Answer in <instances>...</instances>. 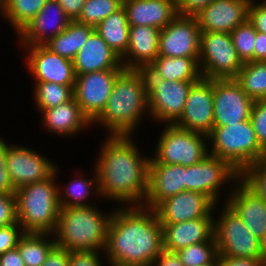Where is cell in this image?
I'll return each instance as SVG.
<instances>
[{
    "instance_id": "obj_25",
    "label": "cell",
    "mask_w": 266,
    "mask_h": 266,
    "mask_svg": "<svg viewBox=\"0 0 266 266\" xmlns=\"http://www.w3.org/2000/svg\"><path fill=\"white\" fill-rule=\"evenodd\" d=\"M161 225L164 250L168 252H177L191 244L206 242L215 238L214 217Z\"/></svg>"
},
{
    "instance_id": "obj_42",
    "label": "cell",
    "mask_w": 266,
    "mask_h": 266,
    "mask_svg": "<svg viewBox=\"0 0 266 266\" xmlns=\"http://www.w3.org/2000/svg\"><path fill=\"white\" fill-rule=\"evenodd\" d=\"M23 234V229L18 222L0 227V255L16 248Z\"/></svg>"
},
{
    "instance_id": "obj_50",
    "label": "cell",
    "mask_w": 266,
    "mask_h": 266,
    "mask_svg": "<svg viewBox=\"0 0 266 266\" xmlns=\"http://www.w3.org/2000/svg\"><path fill=\"white\" fill-rule=\"evenodd\" d=\"M150 266H184L175 252L163 250Z\"/></svg>"
},
{
    "instance_id": "obj_30",
    "label": "cell",
    "mask_w": 266,
    "mask_h": 266,
    "mask_svg": "<svg viewBox=\"0 0 266 266\" xmlns=\"http://www.w3.org/2000/svg\"><path fill=\"white\" fill-rule=\"evenodd\" d=\"M95 27L71 21L68 27L44 44L51 52L73 60Z\"/></svg>"
},
{
    "instance_id": "obj_11",
    "label": "cell",
    "mask_w": 266,
    "mask_h": 266,
    "mask_svg": "<svg viewBox=\"0 0 266 266\" xmlns=\"http://www.w3.org/2000/svg\"><path fill=\"white\" fill-rule=\"evenodd\" d=\"M240 179V173L228 162L211 154L197 164L186 167L185 191L205 194L215 204H222L220 196L225 194V184L233 186Z\"/></svg>"
},
{
    "instance_id": "obj_12",
    "label": "cell",
    "mask_w": 266,
    "mask_h": 266,
    "mask_svg": "<svg viewBox=\"0 0 266 266\" xmlns=\"http://www.w3.org/2000/svg\"><path fill=\"white\" fill-rule=\"evenodd\" d=\"M124 69H107L76 75L74 98L93 123L105 109L117 76Z\"/></svg>"
},
{
    "instance_id": "obj_38",
    "label": "cell",
    "mask_w": 266,
    "mask_h": 266,
    "mask_svg": "<svg viewBox=\"0 0 266 266\" xmlns=\"http://www.w3.org/2000/svg\"><path fill=\"white\" fill-rule=\"evenodd\" d=\"M256 32L253 25L247 19L230 33L238 57L243 63L253 61Z\"/></svg>"
},
{
    "instance_id": "obj_47",
    "label": "cell",
    "mask_w": 266,
    "mask_h": 266,
    "mask_svg": "<svg viewBox=\"0 0 266 266\" xmlns=\"http://www.w3.org/2000/svg\"><path fill=\"white\" fill-rule=\"evenodd\" d=\"M216 266H265L261 258L218 256Z\"/></svg>"
},
{
    "instance_id": "obj_1",
    "label": "cell",
    "mask_w": 266,
    "mask_h": 266,
    "mask_svg": "<svg viewBox=\"0 0 266 266\" xmlns=\"http://www.w3.org/2000/svg\"><path fill=\"white\" fill-rule=\"evenodd\" d=\"M133 137L106 136L93 165L101 199L116 201V206H144L148 192L150 155L142 154Z\"/></svg>"
},
{
    "instance_id": "obj_4",
    "label": "cell",
    "mask_w": 266,
    "mask_h": 266,
    "mask_svg": "<svg viewBox=\"0 0 266 266\" xmlns=\"http://www.w3.org/2000/svg\"><path fill=\"white\" fill-rule=\"evenodd\" d=\"M97 205L61 207L54 233L56 246L73 250L104 251L113 211Z\"/></svg>"
},
{
    "instance_id": "obj_45",
    "label": "cell",
    "mask_w": 266,
    "mask_h": 266,
    "mask_svg": "<svg viewBox=\"0 0 266 266\" xmlns=\"http://www.w3.org/2000/svg\"><path fill=\"white\" fill-rule=\"evenodd\" d=\"M257 2V3H256ZM251 0L248 6V21L256 31L266 33V5L261 1Z\"/></svg>"
},
{
    "instance_id": "obj_27",
    "label": "cell",
    "mask_w": 266,
    "mask_h": 266,
    "mask_svg": "<svg viewBox=\"0 0 266 266\" xmlns=\"http://www.w3.org/2000/svg\"><path fill=\"white\" fill-rule=\"evenodd\" d=\"M122 6L130 26L161 30L178 15L175 0H127Z\"/></svg>"
},
{
    "instance_id": "obj_15",
    "label": "cell",
    "mask_w": 266,
    "mask_h": 266,
    "mask_svg": "<svg viewBox=\"0 0 266 266\" xmlns=\"http://www.w3.org/2000/svg\"><path fill=\"white\" fill-rule=\"evenodd\" d=\"M26 55V69L34 82H52L75 85L73 60L51 52L44 45L20 46Z\"/></svg>"
},
{
    "instance_id": "obj_51",
    "label": "cell",
    "mask_w": 266,
    "mask_h": 266,
    "mask_svg": "<svg viewBox=\"0 0 266 266\" xmlns=\"http://www.w3.org/2000/svg\"><path fill=\"white\" fill-rule=\"evenodd\" d=\"M253 49V61H266V33L257 31Z\"/></svg>"
},
{
    "instance_id": "obj_33",
    "label": "cell",
    "mask_w": 266,
    "mask_h": 266,
    "mask_svg": "<svg viewBox=\"0 0 266 266\" xmlns=\"http://www.w3.org/2000/svg\"><path fill=\"white\" fill-rule=\"evenodd\" d=\"M47 1L2 0L1 17L7 20L13 31H15V35H18L37 15Z\"/></svg>"
},
{
    "instance_id": "obj_2",
    "label": "cell",
    "mask_w": 266,
    "mask_h": 266,
    "mask_svg": "<svg viewBox=\"0 0 266 266\" xmlns=\"http://www.w3.org/2000/svg\"><path fill=\"white\" fill-rule=\"evenodd\" d=\"M104 249L109 266H150L164 250L162 225L154 209L117 206Z\"/></svg>"
},
{
    "instance_id": "obj_54",
    "label": "cell",
    "mask_w": 266,
    "mask_h": 266,
    "mask_svg": "<svg viewBox=\"0 0 266 266\" xmlns=\"http://www.w3.org/2000/svg\"><path fill=\"white\" fill-rule=\"evenodd\" d=\"M1 7H2V0H0V13H1ZM1 16V14H0Z\"/></svg>"
},
{
    "instance_id": "obj_44",
    "label": "cell",
    "mask_w": 266,
    "mask_h": 266,
    "mask_svg": "<svg viewBox=\"0 0 266 266\" xmlns=\"http://www.w3.org/2000/svg\"><path fill=\"white\" fill-rule=\"evenodd\" d=\"M8 145V142L0 135V194H15L16 192L6 169V148Z\"/></svg>"
},
{
    "instance_id": "obj_10",
    "label": "cell",
    "mask_w": 266,
    "mask_h": 266,
    "mask_svg": "<svg viewBox=\"0 0 266 266\" xmlns=\"http://www.w3.org/2000/svg\"><path fill=\"white\" fill-rule=\"evenodd\" d=\"M214 216V237L219 256L260 258V242L242 219L226 204Z\"/></svg>"
},
{
    "instance_id": "obj_28",
    "label": "cell",
    "mask_w": 266,
    "mask_h": 266,
    "mask_svg": "<svg viewBox=\"0 0 266 266\" xmlns=\"http://www.w3.org/2000/svg\"><path fill=\"white\" fill-rule=\"evenodd\" d=\"M199 57L157 56L146 68L155 78L167 81H199L202 78Z\"/></svg>"
},
{
    "instance_id": "obj_23",
    "label": "cell",
    "mask_w": 266,
    "mask_h": 266,
    "mask_svg": "<svg viewBox=\"0 0 266 266\" xmlns=\"http://www.w3.org/2000/svg\"><path fill=\"white\" fill-rule=\"evenodd\" d=\"M39 113L40 122H43L41 127L58 137H75L92 127V123L83 114L75 98L56 107L43 109Z\"/></svg>"
},
{
    "instance_id": "obj_31",
    "label": "cell",
    "mask_w": 266,
    "mask_h": 266,
    "mask_svg": "<svg viewBox=\"0 0 266 266\" xmlns=\"http://www.w3.org/2000/svg\"><path fill=\"white\" fill-rule=\"evenodd\" d=\"M129 29L130 25L123 6L95 27V31L120 58L127 51Z\"/></svg>"
},
{
    "instance_id": "obj_19",
    "label": "cell",
    "mask_w": 266,
    "mask_h": 266,
    "mask_svg": "<svg viewBox=\"0 0 266 266\" xmlns=\"http://www.w3.org/2000/svg\"><path fill=\"white\" fill-rule=\"evenodd\" d=\"M71 21L56 0H48L17 35V42L20 46L44 45L63 32Z\"/></svg>"
},
{
    "instance_id": "obj_7",
    "label": "cell",
    "mask_w": 266,
    "mask_h": 266,
    "mask_svg": "<svg viewBox=\"0 0 266 266\" xmlns=\"http://www.w3.org/2000/svg\"><path fill=\"white\" fill-rule=\"evenodd\" d=\"M161 133L152 158L160 164H180L185 167L202 161L209 155L208 136L174 124H161Z\"/></svg>"
},
{
    "instance_id": "obj_53",
    "label": "cell",
    "mask_w": 266,
    "mask_h": 266,
    "mask_svg": "<svg viewBox=\"0 0 266 266\" xmlns=\"http://www.w3.org/2000/svg\"><path fill=\"white\" fill-rule=\"evenodd\" d=\"M260 242V258L266 266V233L259 239Z\"/></svg>"
},
{
    "instance_id": "obj_14",
    "label": "cell",
    "mask_w": 266,
    "mask_h": 266,
    "mask_svg": "<svg viewBox=\"0 0 266 266\" xmlns=\"http://www.w3.org/2000/svg\"><path fill=\"white\" fill-rule=\"evenodd\" d=\"M213 100V126H227L250 120L254 100L234 78L214 79Z\"/></svg>"
},
{
    "instance_id": "obj_26",
    "label": "cell",
    "mask_w": 266,
    "mask_h": 266,
    "mask_svg": "<svg viewBox=\"0 0 266 266\" xmlns=\"http://www.w3.org/2000/svg\"><path fill=\"white\" fill-rule=\"evenodd\" d=\"M76 75L107 69H125L119 55L94 30L73 59Z\"/></svg>"
},
{
    "instance_id": "obj_6",
    "label": "cell",
    "mask_w": 266,
    "mask_h": 266,
    "mask_svg": "<svg viewBox=\"0 0 266 266\" xmlns=\"http://www.w3.org/2000/svg\"><path fill=\"white\" fill-rule=\"evenodd\" d=\"M207 136L209 154L225 160L239 173L266 155L257 141L250 120L213 126Z\"/></svg>"
},
{
    "instance_id": "obj_55",
    "label": "cell",
    "mask_w": 266,
    "mask_h": 266,
    "mask_svg": "<svg viewBox=\"0 0 266 266\" xmlns=\"http://www.w3.org/2000/svg\"><path fill=\"white\" fill-rule=\"evenodd\" d=\"M121 3H124V2H126L127 0H119Z\"/></svg>"
},
{
    "instance_id": "obj_41",
    "label": "cell",
    "mask_w": 266,
    "mask_h": 266,
    "mask_svg": "<svg viewBox=\"0 0 266 266\" xmlns=\"http://www.w3.org/2000/svg\"><path fill=\"white\" fill-rule=\"evenodd\" d=\"M103 257V251L73 250L70 251L69 266H104L106 259Z\"/></svg>"
},
{
    "instance_id": "obj_16",
    "label": "cell",
    "mask_w": 266,
    "mask_h": 266,
    "mask_svg": "<svg viewBox=\"0 0 266 266\" xmlns=\"http://www.w3.org/2000/svg\"><path fill=\"white\" fill-rule=\"evenodd\" d=\"M200 35L195 16L177 15L160 30L158 56L199 57Z\"/></svg>"
},
{
    "instance_id": "obj_3",
    "label": "cell",
    "mask_w": 266,
    "mask_h": 266,
    "mask_svg": "<svg viewBox=\"0 0 266 266\" xmlns=\"http://www.w3.org/2000/svg\"><path fill=\"white\" fill-rule=\"evenodd\" d=\"M147 94L145 71L124 69L113 84L105 109L92 126H102L108 132L106 136L136 137L143 118L150 119Z\"/></svg>"
},
{
    "instance_id": "obj_21",
    "label": "cell",
    "mask_w": 266,
    "mask_h": 266,
    "mask_svg": "<svg viewBox=\"0 0 266 266\" xmlns=\"http://www.w3.org/2000/svg\"><path fill=\"white\" fill-rule=\"evenodd\" d=\"M150 155L148 192L144 207L154 209L160 202L185 191L186 167L180 164H160Z\"/></svg>"
},
{
    "instance_id": "obj_34",
    "label": "cell",
    "mask_w": 266,
    "mask_h": 266,
    "mask_svg": "<svg viewBox=\"0 0 266 266\" xmlns=\"http://www.w3.org/2000/svg\"><path fill=\"white\" fill-rule=\"evenodd\" d=\"M234 79L251 99H266V61L243 63V67Z\"/></svg>"
},
{
    "instance_id": "obj_49",
    "label": "cell",
    "mask_w": 266,
    "mask_h": 266,
    "mask_svg": "<svg viewBox=\"0 0 266 266\" xmlns=\"http://www.w3.org/2000/svg\"><path fill=\"white\" fill-rule=\"evenodd\" d=\"M63 8L66 15L76 21L81 13L85 0H56Z\"/></svg>"
},
{
    "instance_id": "obj_20",
    "label": "cell",
    "mask_w": 266,
    "mask_h": 266,
    "mask_svg": "<svg viewBox=\"0 0 266 266\" xmlns=\"http://www.w3.org/2000/svg\"><path fill=\"white\" fill-rule=\"evenodd\" d=\"M251 0H213L195 15L201 32L231 33L248 19Z\"/></svg>"
},
{
    "instance_id": "obj_40",
    "label": "cell",
    "mask_w": 266,
    "mask_h": 266,
    "mask_svg": "<svg viewBox=\"0 0 266 266\" xmlns=\"http://www.w3.org/2000/svg\"><path fill=\"white\" fill-rule=\"evenodd\" d=\"M250 122L260 147L266 152V99L254 100Z\"/></svg>"
},
{
    "instance_id": "obj_5",
    "label": "cell",
    "mask_w": 266,
    "mask_h": 266,
    "mask_svg": "<svg viewBox=\"0 0 266 266\" xmlns=\"http://www.w3.org/2000/svg\"><path fill=\"white\" fill-rule=\"evenodd\" d=\"M58 168L49 178L16 189L17 221L24 233H55L61 209Z\"/></svg>"
},
{
    "instance_id": "obj_13",
    "label": "cell",
    "mask_w": 266,
    "mask_h": 266,
    "mask_svg": "<svg viewBox=\"0 0 266 266\" xmlns=\"http://www.w3.org/2000/svg\"><path fill=\"white\" fill-rule=\"evenodd\" d=\"M35 149L13 143L6 148V169L16 189L43 181L55 171L57 163Z\"/></svg>"
},
{
    "instance_id": "obj_9",
    "label": "cell",
    "mask_w": 266,
    "mask_h": 266,
    "mask_svg": "<svg viewBox=\"0 0 266 266\" xmlns=\"http://www.w3.org/2000/svg\"><path fill=\"white\" fill-rule=\"evenodd\" d=\"M147 79L148 110L155 124H174L182 115L191 87L197 81L155 78L144 69Z\"/></svg>"
},
{
    "instance_id": "obj_17",
    "label": "cell",
    "mask_w": 266,
    "mask_h": 266,
    "mask_svg": "<svg viewBox=\"0 0 266 266\" xmlns=\"http://www.w3.org/2000/svg\"><path fill=\"white\" fill-rule=\"evenodd\" d=\"M215 204L203 193L194 191H182L160 202L154 211L161 224L181 223L204 217L218 215ZM217 212V213H215Z\"/></svg>"
},
{
    "instance_id": "obj_35",
    "label": "cell",
    "mask_w": 266,
    "mask_h": 266,
    "mask_svg": "<svg viewBox=\"0 0 266 266\" xmlns=\"http://www.w3.org/2000/svg\"><path fill=\"white\" fill-rule=\"evenodd\" d=\"M74 86L52 82L33 83L32 98L36 104V109L40 112L43 109L56 107L72 100L74 98Z\"/></svg>"
},
{
    "instance_id": "obj_18",
    "label": "cell",
    "mask_w": 266,
    "mask_h": 266,
    "mask_svg": "<svg viewBox=\"0 0 266 266\" xmlns=\"http://www.w3.org/2000/svg\"><path fill=\"white\" fill-rule=\"evenodd\" d=\"M214 79L201 78L192 87L175 126L208 135L214 123Z\"/></svg>"
},
{
    "instance_id": "obj_22",
    "label": "cell",
    "mask_w": 266,
    "mask_h": 266,
    "mask_svg": "<svg viewBox=\"0 0 266 266\" xmlns=\"http://www.w3.org/2000/svg\"><path fill=\"white\" fill-rule=\"evenodd\" d=\"M226 203L250 229L254 237L260 239L266 233V201L252 192L240 179L230 186Z\"/></svg>"
},
{
    "instance_id": "obj_46",
    "label": "cell",
    "mask_w": 266,
    "mask_h": 266,
    "mask_svg": "<svg viewBox=\"0 0 266 266\" xmlns=\"http://www.w3.org/2000/svg\"><path fill=\"white\" fill-rule=\"evenodd\" d=\"M213 0H175L178 15L195 16Z\"/></svg>"
},
{
    "instance_id": "obj_37",
    "label": "cell",
    "mask_w": 266,
    "mask_h": 266,
    "mask_svg": "<svg viewBox=\"0 0 266 266\" xmlns=\"http://www.w3.org/2000/svg\"><path fill=\"white\" fill-rule=\"evenodd\" d=\"M121 7L122 3L119 0H85L80 16L76 21L96 27Z\"/></svg>"
},
{
    "instance_id": "obj_36",
    "label": "cell",
    "mask_w": 266,
    "mask_h": 266,
    "mask_svg": "<svg viewBox=\"0 0 266 266\" xmlns=\"http://www.w3.org/2000/svg\"><path fill=\"white\" fill-rule=\"evenodd\" d=\"M184 266H206L217 262L219 256L216 239L191 244L175 252Z\"/></svg>"
},
{
    "instance_id": "obj_32",
    "label": "cell",
    "mask_w": 266,
    "mask_h": 266,
    "mask_svg": "<svg viewBox=\"0 0 266 266\" xmlns=\"http://www.w3.org/2000/svg\"><path fill=\"white\" fill-rule=\"evenodd\" d=\"M55 246V236L50 233H24L17 244L26 266H42Z\"/></svg>"
},
{
    "instance_id": "obj_43",
    "label": "cell",
    "mask_w": 266,
    "mask_h": 266,
    "mask_svg": "<svg viewBox=\"0 0 266 266\" xmlns=\"http://www.w3.org/2000/svg\"><path fill=\"white\" fill-rule=\"evenodd\" d=\"M17 222L15 194H0V227Z\"/></svg>"
},
{
    "instance_id": "obj_48",
    "label": "cell",
    "mask_w": 266,
    "mask_h": 266,
    "mask_svg": "<svg viewBox=\"0 0 266 266\" xmlns=\"http://www.w3.org/2000/svg\"><path fill=\"white\" fill-rule=\"evenodd\" d=\"M70 251L55 246L42 266H69Z\"/></svg>"
},
{
    "instance_id": "obj_24",
    "label": "cell",
    "mask_w": 266,
    "mask_h": 266,
    "mask_svg": "<svg viewBox=\"0 0 266 266\" xmlns=\"http://www.w3.org/2000/svg\"><path fill=\"white\" fill-rule=\"evenodd\" d=\"M160 29L150 26H130L129 43L121 57L125 69H146L158 56Z\"/></svg>"
},
{
    "instance_id": "obj_29",
    "label": "cell",
    "mask_w": 266,
    "mask_h": 266,
    "mask_svg": "<svg viewBox=\"0 0 266 266\" xmlns=\"http://www.w3.org/2000/svg\"><path fill=\"white\" fill-rule=\"evenodd\" d=\"M92 167L94 172L90 178H86L81 174L79 176L75 174L76 177L74 176L73 178H71L72 180L70 179L69 183L66 186L62 185L63 188H60V186H58L60 207L96 205L95 203H89L92 195L97 199H101L98 187L97 172L95 167Z\"/></svg>"
},
{
    "instance_id": "obj_39",
    "label": "cell",
    "mask_w": 266,
    "mask_h": 266,
    "mask_svg": "<svg viewBox=\"0 0 266 266\" xmlns=\"http://www.w3.org/2000/svg\"><path fill=\"white\" fill-rule=\"evenodd\" d=\"M240 180L266 201V155L240 173Z\"/></svg>"
},
{
    "instance_id": "obj_52",
    "label": "cell",
    "mask_w": 266,
    "mask_h": 266,
    "mask_svg": "<svg viewBox=\"0 0 266 266\" xmlns=\"http://www.w3.org/2000/svg\"><path fill=\"white\" fill-rule=\"evenodd\" d=\"M0 266H26L18 248L8 250L0 255Z\"/></svg>"
},
{
    "instance_id": "obj_8",
    "label": "cell",
    "mask_w": 266,
    "mask_h": 266,
    "mask_svg": "<svg viewBox=\"0 0 266 266\" xmlns=\"http://www.w3.org/2000/svg\"><path fill=\"white\" fill-rule=\"evenodd\" d=\"M199 68L202 78H235L243 67L230 33L201 32Z\"/></svg>"
}]
</instances>
